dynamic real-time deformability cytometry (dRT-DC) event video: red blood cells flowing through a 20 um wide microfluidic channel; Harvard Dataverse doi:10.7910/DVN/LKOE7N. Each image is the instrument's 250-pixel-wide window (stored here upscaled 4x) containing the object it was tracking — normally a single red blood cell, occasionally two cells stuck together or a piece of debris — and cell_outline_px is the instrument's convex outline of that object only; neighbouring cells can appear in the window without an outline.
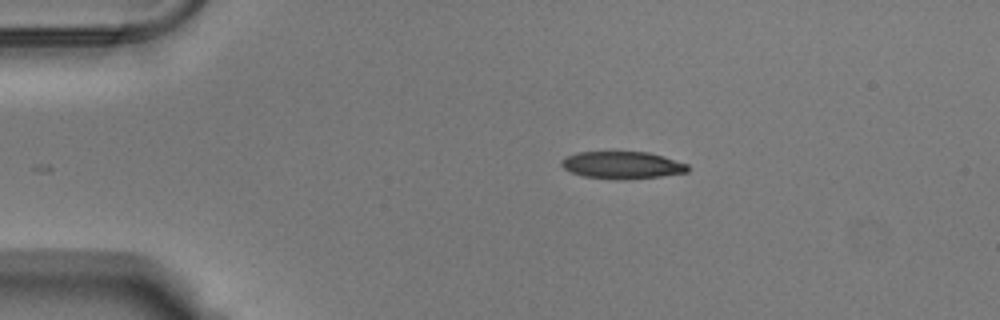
{"species": "Egyptian fruit bat (a non-hibernating species)", "species_latin": "Rousettus aegyptiacus", "temperature_condition": "warm", "stored_images_in_passage": 44, "camera_frame_rate_fps": 3000, "um_per_image_px": 0.085, "animal": {"sex": "male"}, "frame": {"image": 1, "passage_image": 1, "time_ms": 0.0, "image_size_px": [1000, 320], "cell_outline_px": [[688, 172], [660, 176], [584, 176], [572, 172], [564, 168], [560, 164], [560, 160], [564, 156], [576, 152], [648, 152], [664, 156], [688, 164]], "centroid_in_image_um": [52.87, 13.96], "position_along_channel_um": 32.1, "area_um2": 19.02}}
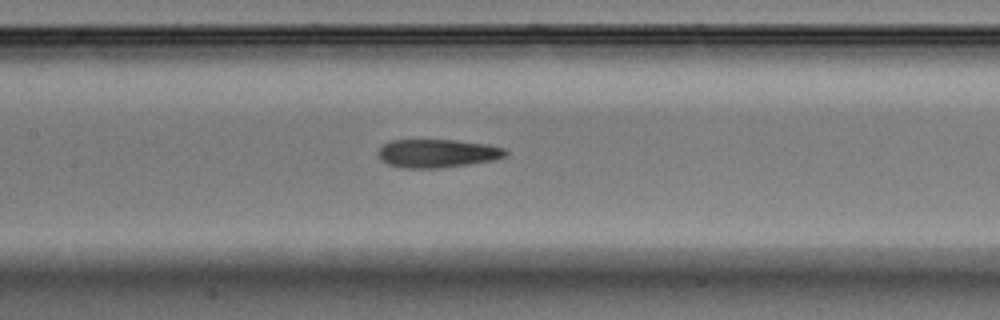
{"frame": {"image": 2, "passage_image": 16, "time_ms": 5.0, "image_size_px": [1000, 320], "cell_outline_px": [[508, 152], [504, 156], [492, 160], [436, 168], [404, 168], [388, 164], [376, 152], [388, 140], [456, 140], [488, 144], [504, 148]], "centroid_in_image_um": [37.15, 13.02], "position_along_channel_um": 170.2, "area_um2": 20.75}}
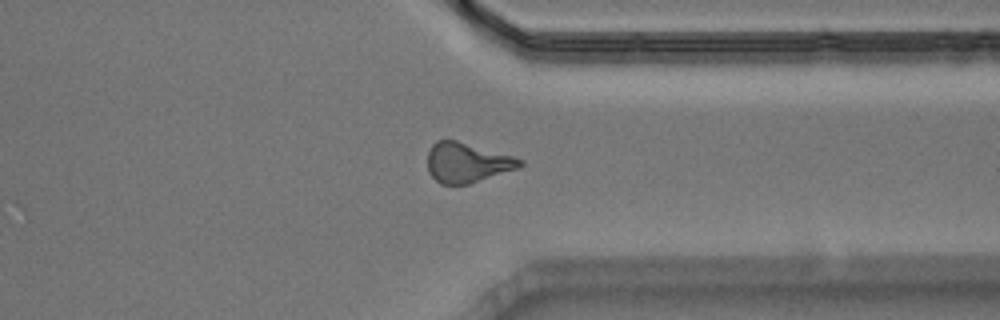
{"frame": {"image": 3, "passage_image": 32, "time_ms": 10.333, "image_size_px": [1000, 320], "cell_outline_px": [[524, 164], [516, 168], [468, 184], [440, 184], [428, 172], [428, 152], [432, 144], [436, 140], [456, 140], [512, 156], [524, 160]], "centroid_in_image_um": [39.66, 13.81], "position_along_channel_um": 371.7, "area_um2": 21.1}, "authors_computed_cell_mechanics": {"area_um2": 20.9236, "velocity_mm_per_s": 3.7989, "shape_relaxation_time_tau1_ms": null, "shape_relaxation_time_tau2_ms": 4.1187, "deformation_change_tau1": null, "deformation_change_tau2": 0.1437}}